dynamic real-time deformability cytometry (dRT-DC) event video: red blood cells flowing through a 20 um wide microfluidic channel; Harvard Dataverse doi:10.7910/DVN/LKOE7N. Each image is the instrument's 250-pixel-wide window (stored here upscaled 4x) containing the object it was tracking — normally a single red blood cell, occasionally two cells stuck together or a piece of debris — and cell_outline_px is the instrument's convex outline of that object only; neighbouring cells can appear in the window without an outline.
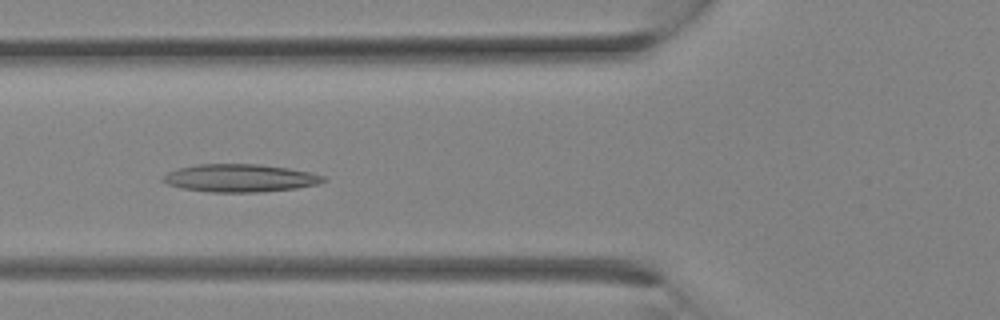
{"species": "Egyptian fruit bat (a non-hibernating species)", "species_latin": "Rousettus aegyptiacus", "temperature_condition": "room temperature", "stored_images_in_passage": 18, "camera_frame_rate_fps": 3000, "um_per_image_px": 0.085, "animal": {"sex": "female"}, "frame": {"image": 1, "passage_image": 11, "time_ms": 3.333, "image_size_px": [1000, 320], "cell_outline_px": [[328, 180], [316, 184], [296, 188], [260, 192], [212, 192], [184, 188], [168, 184], [160, 180], [168, 172], [176, 168], [196, 164], [260, 164], [288, 168], [308, 172], [324, 176]], "centroid_in_image_um": [20.38, 15.13], "position_along_channel_um": 105.4, "area_um2": 25.89}}
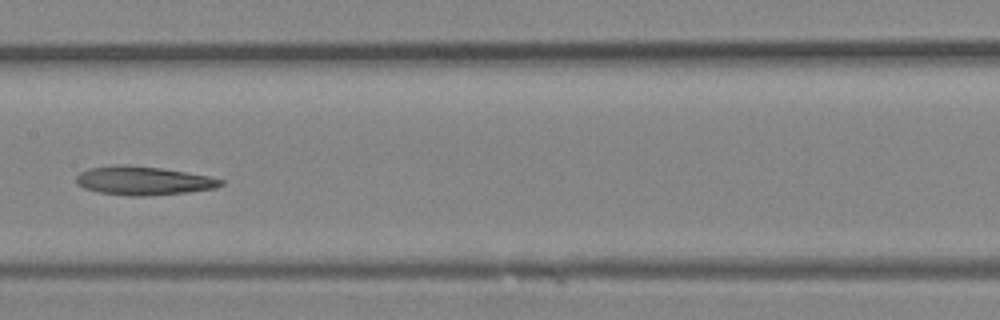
{"frame": {"image": 2, "passage_image": 15, "time_ms": 4.667, "image_size_px": [1000, 320], "cell_outline_px": [[224, 184], [216, 188], [188, 192], [148, 196], [128, 196], [100, 192], [84, 188], [76, 184], [76, 176], [80, 172], [88, 168], [112, 164], [128, 164], [160, 168], [208, 176], [224, 180]], "centroid_in_image_um": [12.15, 15.35], "position_along_channel_um": 195.3, "area_um2": 24.33}}
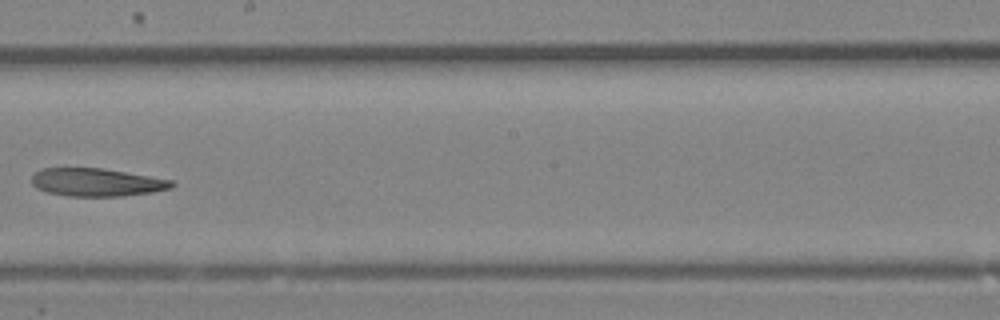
{"frame": {"image": 3, "passage_image": 17, "time_ms": 5.333, "image_size_px": [1000, 320], "cell_outline_px": [[176, 184], [172, 188], [152, 192], [120, 196], [68, 196], [48, 192], [36, 188], [32, 184], [32, 176], [36, 172], [44, 168], [100, 168], [172, 180]], "centroid_in_image_um": [8.21, 15.5], "position_along_channel_um": 240.0, "area_um2": 22.6}}